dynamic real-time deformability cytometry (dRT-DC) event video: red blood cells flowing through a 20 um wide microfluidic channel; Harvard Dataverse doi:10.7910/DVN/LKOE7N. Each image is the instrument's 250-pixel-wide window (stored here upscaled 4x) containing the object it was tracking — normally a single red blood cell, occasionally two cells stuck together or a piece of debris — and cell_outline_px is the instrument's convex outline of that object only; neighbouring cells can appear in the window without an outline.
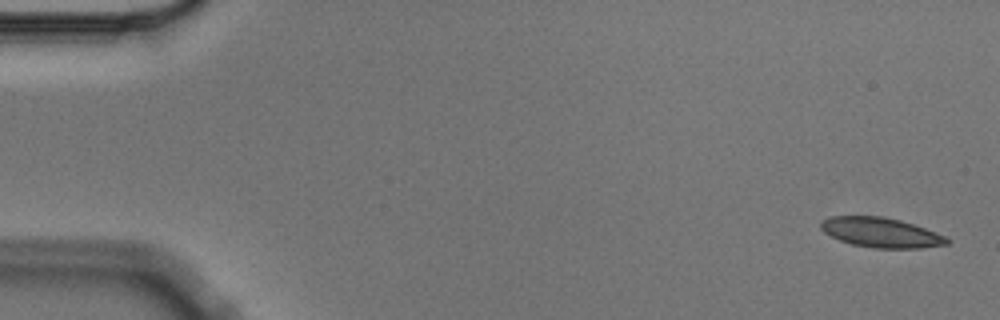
{"species": "Egyptian fruit bat (a non-hibernating species)", "species_latin": "Rousettus aegyptiacus", "temperature_condition": "cold", "stored_images_in_passage": 4, "camera_frame_rate_fps": 3000, "um_per_image_px": 0.085, "animal": {"sex": "male"}, "frame": {"image": 1, "passage_image": 1, "time_ms": 0.0, "image_size_px": [1000, 320], "cell_outline_px": [[952, 240], [948, 244], [920, 248], [872, 248], [852, 244], [840, 240], [824, 232], [820, 228], [820, 220], [828, 216], [880, 216], [900, 220], [924, 228], [944, 236]], "centroid_in_image_um": [74.85, 19.76], "position_along_channel_um": 10.2, "area_um2": 21.85}}